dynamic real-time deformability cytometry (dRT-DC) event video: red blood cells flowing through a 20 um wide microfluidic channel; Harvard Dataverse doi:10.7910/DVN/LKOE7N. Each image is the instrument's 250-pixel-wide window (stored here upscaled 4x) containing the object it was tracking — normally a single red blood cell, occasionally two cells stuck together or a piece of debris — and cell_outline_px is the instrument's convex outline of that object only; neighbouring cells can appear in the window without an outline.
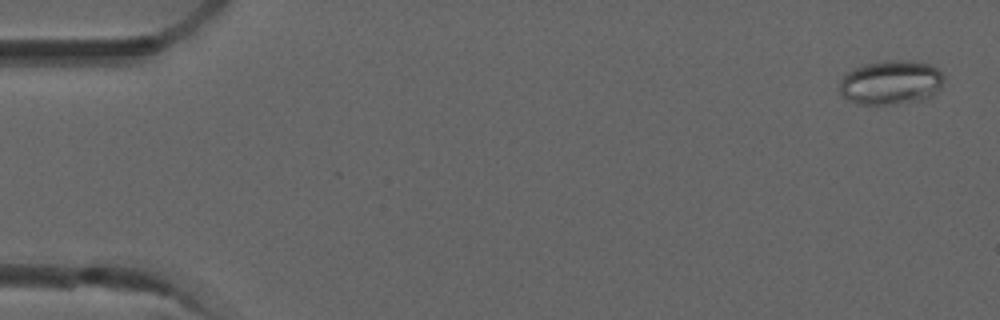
{"species": "common noctule bat (a hibernating species)", "species_latin": "Nyctalus noctula", "temperature_condition": "room temperature", "stored_images_in_passage": 5, "camera_frame_rate_fps": 3000, "um_per_image_px": 0.085, "animal": {"sex": "male", "forearm_length_mm": 52.5}, "frame": {"image": 1, "passage_image": 1, "time_ms": 0.0, "image_size_px": [1000, 320], "cell_outline_px": [[944, 80], [940, 88], [932, 96], [920, 100], [888, 104], [856, 104], [840, 96], [840, 80], [848, 72], [864, 64], [888, 60], [908, 60], [928, 64], [936, 68], [944, 76]], "centroid_in_image_um": [75.71, 7.01], "position_along_channel_um": 9.3, "area_um2": 26.82}}